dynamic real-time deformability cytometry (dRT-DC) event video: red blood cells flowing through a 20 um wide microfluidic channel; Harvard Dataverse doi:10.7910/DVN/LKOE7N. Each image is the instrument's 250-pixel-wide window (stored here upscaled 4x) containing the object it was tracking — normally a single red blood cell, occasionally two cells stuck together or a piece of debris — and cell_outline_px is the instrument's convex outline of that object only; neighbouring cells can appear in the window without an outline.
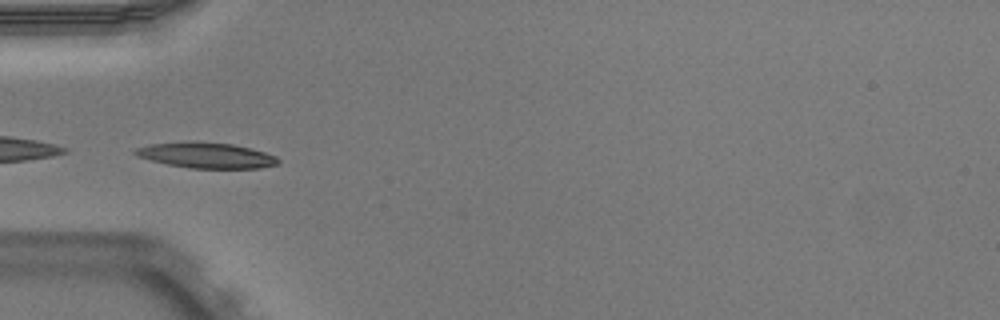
{"species": "Egyptian fruit bat (a non-hibernating species)", "species_latin": "Rousettus aegyptiacus", "temperature_condition": "warm", "stored_images_in_passage": 39, "camera_frame_rate_fps": 3000, "um_per_image_px": 0.085, "animal": {"sex": "male"}, "frame": {"image": 1, "passage_image": 6, "time_ms": 1.667, "image_size_px": [1000, 320], "cell_outline_px": [[280, 164], [260, 168], [188, 168], [168, 164], [136, 156], [132, 152], [136, 148], [148, 144], [232, 144], [264, 152], [276, 156], [280, 160]], "centroid_in_image_um": [17.59, 13.25], "position_along_channel_um": 67.4, "area_um2": 20.29}, "authors_computed_cell_mechanics": {"area_um2": 21.097, "velocity_mm_per_s": 3.8931, "shape_relaxation_time_tau1_ms": 3.3778, "shape_relaxation_time_tau2_ms": 5.7677, "deformation_change_tau1": 0.1064, "deformation_change_tau2": 0.1339}}